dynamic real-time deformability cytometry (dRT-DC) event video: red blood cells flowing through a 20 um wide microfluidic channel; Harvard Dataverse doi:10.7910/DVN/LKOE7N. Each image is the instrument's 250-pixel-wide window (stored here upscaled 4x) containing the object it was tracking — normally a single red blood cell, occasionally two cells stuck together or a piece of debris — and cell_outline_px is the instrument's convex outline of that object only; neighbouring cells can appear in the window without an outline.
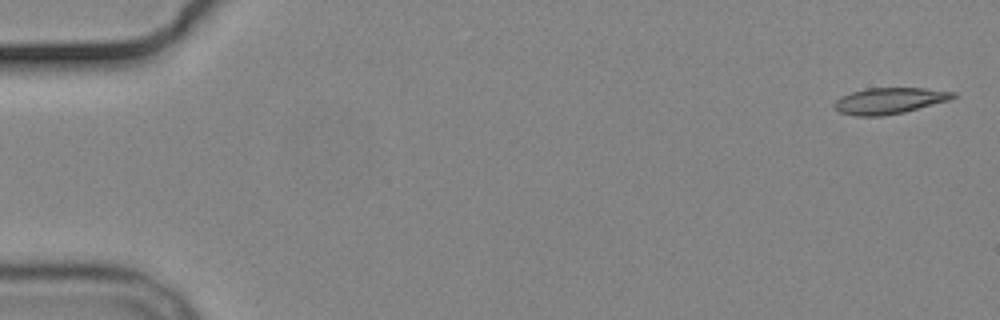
{"species": "common noctule bat (a hibernating species)", "species_latin": "Nyctalus noctula", "temperature_condition": "cold", "stored_images_in_passage": 6, "camera_frame_rate_fps": 3000, "um_per_image_px": 0.085, "animal": {"sex": "male", "body_mass_g": 19.2, "forearm_length_mm": 51.8}, "frame": {"image": 1, "passage_image": 1, "time_ms": 0.0, "image_size_px": [1000, 320], "cell_outline_px": [[956, 96], [948, 100], [904, 112], [880, 116], [856, 116], [840, 112], [832, 104], [840, 96], [852, 92], [868, 88], [924, 88], [956, 92]], "centroid_in_image_um": [75.57, 8.56], "position_along_channel_um": 9.4, "area_um2": 17.92}}